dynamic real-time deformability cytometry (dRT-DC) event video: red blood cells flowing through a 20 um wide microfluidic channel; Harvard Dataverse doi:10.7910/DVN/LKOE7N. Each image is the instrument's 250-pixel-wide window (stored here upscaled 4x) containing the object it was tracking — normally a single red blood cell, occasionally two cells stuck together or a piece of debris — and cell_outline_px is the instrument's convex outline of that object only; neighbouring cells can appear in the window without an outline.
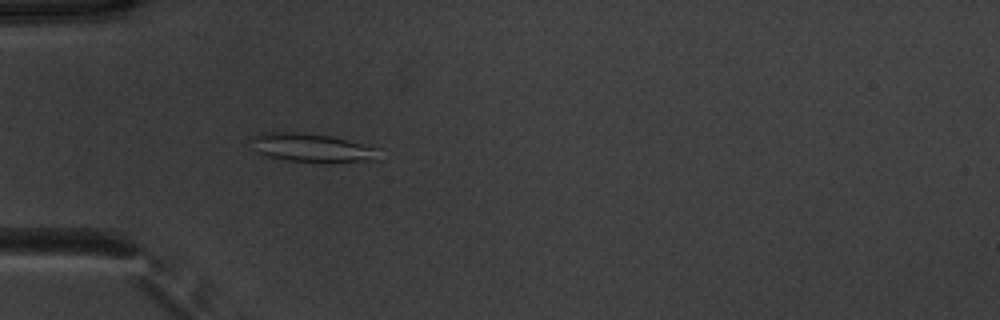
{"species": "common noctule bat (a hibernating species)", "species_latin": "Nyctalus noctula", "temperature_condition": "warm", "stored_images_in_passage": 51, "camera_frame_rate_fps": 3000, "um_per_image_px": 0.085, "animal": {"sex": "male", "body_mass_g": 20.1, "forearm_length_mm": 53.5}, "frame": {"image": 1, "passage_image": 17, "time_ms": 5.333, "image_size_px": [1000, 320], "cell_outline_px": [[380, 160], [324, 164], [284, 160], [264, 156], [256, 152], [252, 148], [252, 136], [264, 132], [304, 132], [332, 136], [376, 148]], "centroid_in_image_um": [26.48, 12.59], "position_along_channel_um": 58.5, "area_um2": 21.96}}
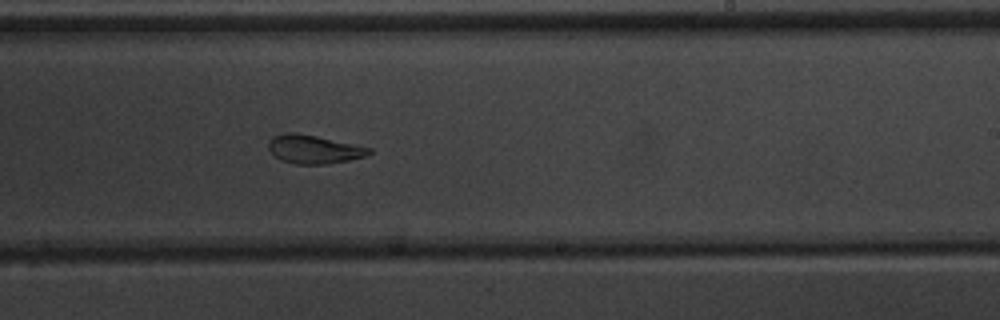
{"frame": {"image": 2, "passage_image": 33, "time_ms": 10.667, "image_size_px": [1000, 320], "cell_outline_px": [[372, 152], [364, 156], [348, 160], [324, 164], [296, 164], [280, 160], [268, 148], [268, 144], [272, 136], [284, 132], [292, 132], [316, 136], [372, 148]], "centroid_in_image_um": [26.65, 12.68], "position_along_channel_um": 262.4, "area_um2": 16.53}}
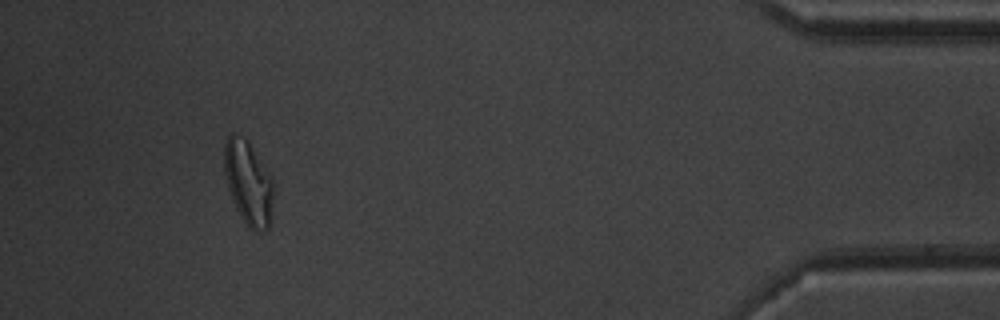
{"frame": {"image": 3, "passage_image": 49, "time_ms": 16.0, "image_size_px": [1000, 320], "cell_outline_px": [[276, 184], [272, 216], [268, 228], [264, 232], [256, 232], [248, 228], [240, 216], [232, 200], [228, 188], [224, 172], [224, 144], [228, 136], [232, 132], [236, 132], [248, 140], [272, 176]], "centroid_in_image_um": [21.15, 15.55], "position_along_channel_um": 414.0, "area_um2": 25.09}}